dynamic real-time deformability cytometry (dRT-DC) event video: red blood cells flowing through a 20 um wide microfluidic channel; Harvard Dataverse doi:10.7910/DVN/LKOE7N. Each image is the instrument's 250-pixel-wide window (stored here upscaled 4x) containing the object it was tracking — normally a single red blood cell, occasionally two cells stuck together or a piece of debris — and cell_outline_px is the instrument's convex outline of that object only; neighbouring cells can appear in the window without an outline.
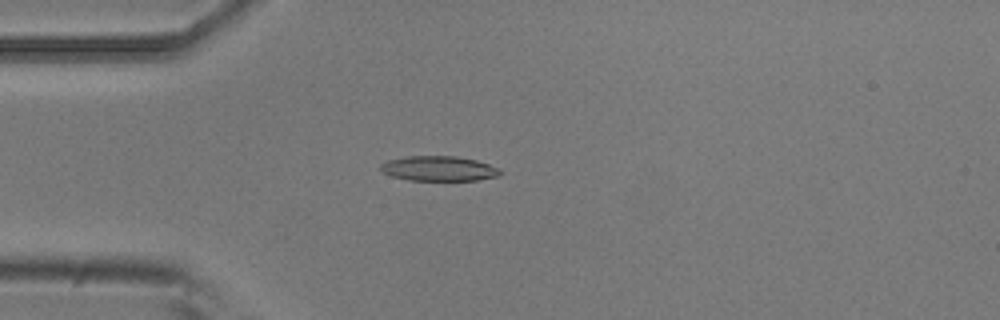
{"species": "common noctule bat (a hibernating species)", "species_latin": "Nyctalus noctula", "temperature_condition": "room temperature", "stored_images_in_passage": 4, "camera_frame_rate_fps": 3000, "um_per_image_px": 0.085, "animal": {"sex": "male", "body_mass_g": 20.5, "forearm_length_mm": 52.5}, "frame": {"image": 1, "passage_image": 4, "time_ms": 1.0, "image_size_px": [1000, 320], "cell_outline_px": [[500, 176], [476, 180], [408, 180], [392, 176], [384, 172], [380, 168], [380, 164], [388, 160], [408, 156], [456, 156], [476, 160], [488, 164], [496, 168], [500, 172]], "centroid_in_image_um": [37.28, 14.32], "position_along_channel_um": 47.7, "area_um2": 17.17}}